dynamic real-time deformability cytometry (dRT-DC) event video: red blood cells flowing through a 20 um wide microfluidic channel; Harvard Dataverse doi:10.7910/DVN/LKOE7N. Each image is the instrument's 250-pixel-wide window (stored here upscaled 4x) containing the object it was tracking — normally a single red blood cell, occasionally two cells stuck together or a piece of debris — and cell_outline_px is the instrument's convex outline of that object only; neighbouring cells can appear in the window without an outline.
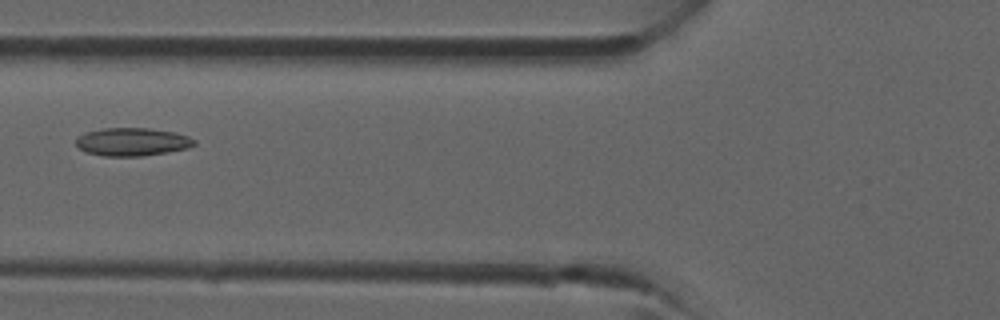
{"species": "common noctule bat (a hibernating species)", "species_latin": "Nyctalus noctula", "temperature_condition": "room temperature", "stored_images_in_passage": 35, "camera_frame_rate_fps": 3000, "um_per_image_px": 0.085, "animal": {"sex": "male", "forearm_length_mm": 52.5}, "frame": {"image": 1, "passage_image": 11, "time_ms": 3.333, "image_size_px": [1000, 320], "cell_outline_px": [[196, 144], [188, 148], [140, 156], [104, 156], [84, 152], [76, 144], [76, 140], [84, 132], [104, 128], [148, 128], [176, 132], [188, 136], [196, 140]], "centroid_in_image_um": [11.24, 12.05], "position_along_channel_um": 114.6, "area_um2": 19.31}}
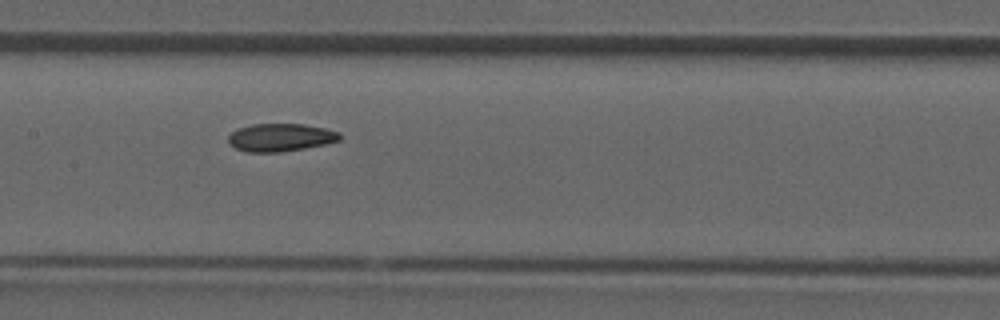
{"frame": {"image": 2, "passage_image": 15, "time_ms": 4.667, "image_size_px": [1000, 320], "cell_outline_px": [[344, 136], [340, 140], [324, 144], [304, 148], [280, 152], [248, 152], [236, 148], [228, 144], [228, 136], [236, 128], [252, 124], [304, 124], [324, 128], [340, 132]], "centroid_in_image_um": [23.84, 11.68], "position_along_channel_um": 183.6, "area_um2": 18.21}}
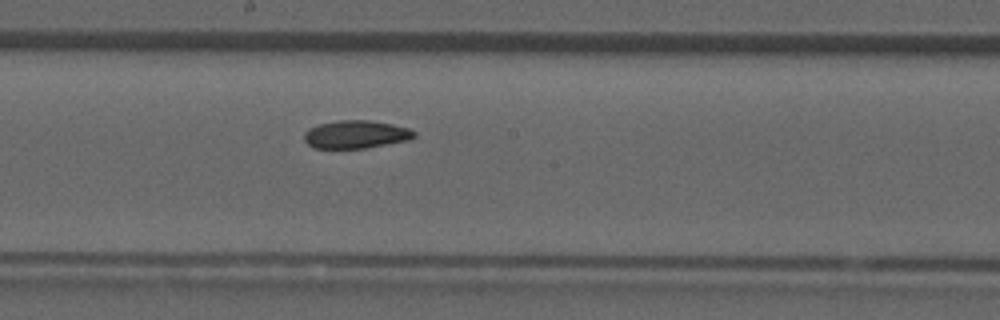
{"frame": {"image": 3, "passage_image": 17, "time_ms": 5.333, "image_size_px": [1000, 320], "cell_outline_px": [[416, 136], [412, 140], [364, 148], [312, 148], [304, 140], [304, 132], [308, 128], [320, 124], [336, 120], [372, 120], [392, 124], [408, 128], [416, 132]], "centroid_in_image_um": [30.27, 11.42], "position_along_channel_um": 217.9, "area_um2": 18.15}}